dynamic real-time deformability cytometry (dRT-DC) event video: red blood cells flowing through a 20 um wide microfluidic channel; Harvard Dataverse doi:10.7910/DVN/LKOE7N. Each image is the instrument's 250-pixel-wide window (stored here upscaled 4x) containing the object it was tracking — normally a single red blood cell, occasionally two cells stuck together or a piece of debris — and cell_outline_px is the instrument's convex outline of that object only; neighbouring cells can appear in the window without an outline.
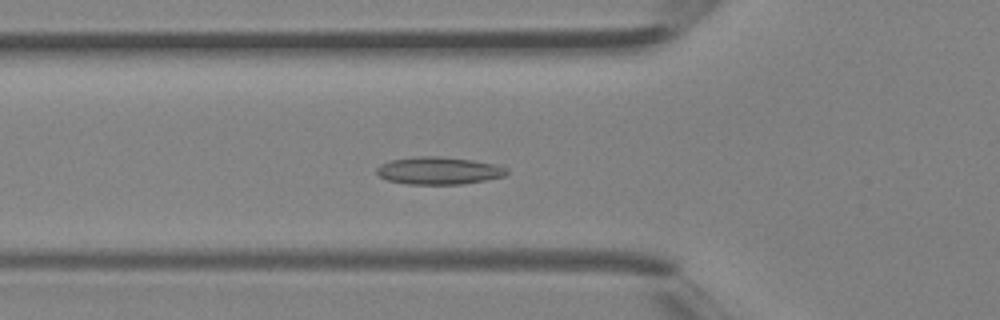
{"species": "Egyptian fruit bat (a non-hibernating species)", "species_latin": "Rousettus aegyptiacus", "temperature_condition": "room temperature", "stored_images_in_passage": 41, "camera_frame_rate_fps": 3000, "um_per_image_px": 0.085, "animal": {"sex": "female"}, "frame": {"image": 1, "passage_image": 14, "time_ms": 4.333, "image_size_px": [1000, 320], "cell_outline_px": [[508, 172], [504, 176], [484, 180], [460, 184], [408, 184], [388, 180], [380, 176], [376, 172], [376, 168], [380, 164], [392, 160], [416, 156], [440, 156], [504, 164], [508, 168]], "centroid_in_image_um": [37.35, 14.49], "position_along_channel_um": 88.5, "area_um2": 20.98}}
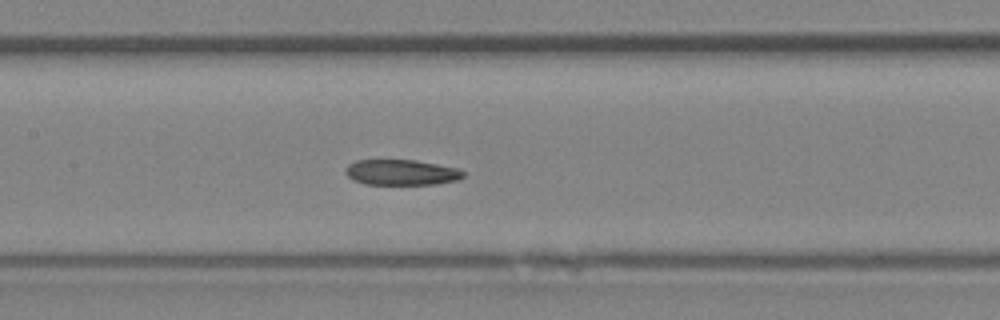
{"frame": {"image": 2, "passage_image": 19, "time_ms": 6.0, "image_size_px": [1000, 320], "cell_outline_px": [[464, 176], [456, 180], [436, 184], [364, 184], [352, 180], [344, 172], [344, 168], [348, 164], [356, 160], [416, 160], [460, 168], [464, 172]], "centroid_in_image_um": [34.09, 14.64], "position_along_channel_um": 173.3, "area_um2": 17.69}}
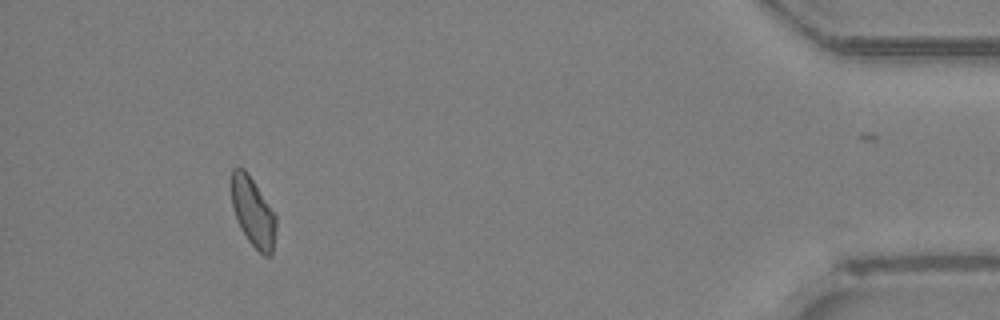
{"frame": {"image": 3, "passage_image": 37, "time_ms": 12.0, "image_size_px": [1000, 320], "cell_outline_px": [[276, 228], [272, 252], [268, 256], [264, 256], [248, 240], [240, 228], [236, 220], [232, 204], [232, 168], [244, 168], [248, 172], [276, 216]], "centroid_in_image_um": [21.5, 18.02], "position_along_channel_um": 413.7, "area_um2": 17.74}}